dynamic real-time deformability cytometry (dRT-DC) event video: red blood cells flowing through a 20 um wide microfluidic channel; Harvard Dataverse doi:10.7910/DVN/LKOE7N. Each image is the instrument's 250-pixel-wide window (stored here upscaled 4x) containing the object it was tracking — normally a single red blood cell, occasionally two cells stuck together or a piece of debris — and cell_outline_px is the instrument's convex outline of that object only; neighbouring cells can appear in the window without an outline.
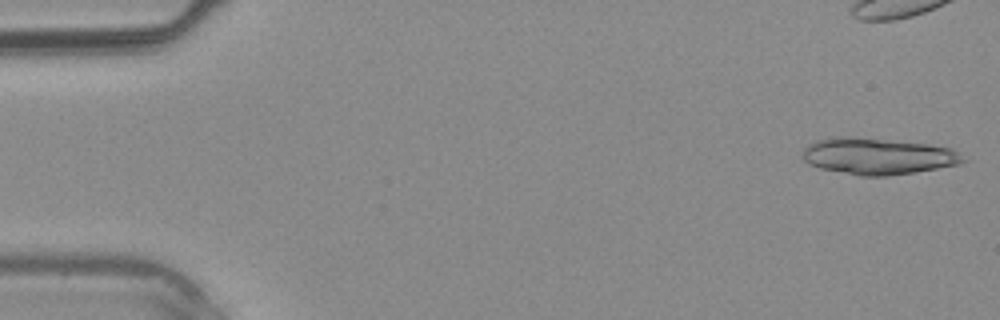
{"species": "common noctule bat (a hibernating species)", "species_latin": "Nyctalus noctula", "temperature_condition": "warm", "stored_images_in_passage": 4, "camera_frame_rate_fps": 3000, "um_per_image_px": 0.085, "animal": {"sex": "male", "body_mass_g": 20.4}, "frame": {"image": 1, "passage_image": 1, "time_ms": 0.0, "image_size_px": [1000, 320], "cell_outline_px": [[968, 160], [960, 164], [888, 176], [860, 176], [820, 168], [808, 164], [804, 160], [800, 152], [808, 144], [816, 140], [832, 136], [848, 136], [928, 144], [952, 148]], "centroid_in_image_um": [74.56, 13.27], "position_along_channel_um": 10.4, "area_um2": 34.22}}